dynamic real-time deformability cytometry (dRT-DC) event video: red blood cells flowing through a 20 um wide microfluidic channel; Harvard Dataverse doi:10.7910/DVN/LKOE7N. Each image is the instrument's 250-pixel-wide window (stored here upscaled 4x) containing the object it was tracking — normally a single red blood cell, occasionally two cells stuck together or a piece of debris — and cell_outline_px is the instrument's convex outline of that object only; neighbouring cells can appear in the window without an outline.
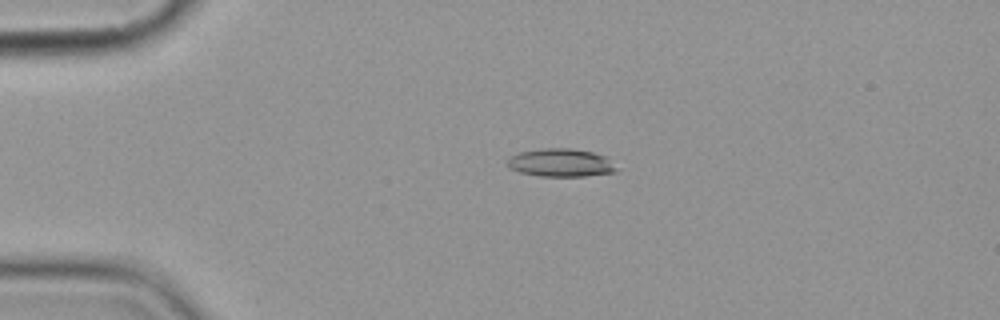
{"species": "common noctule bat (a hibernating species)", "species_latin": "Nyctalus noctula", "temperature_condition": "cold", "stored_images_in_passage": 5, "camera_frame_rate_fps": 3000, "um_per_image_px": 0.085, "animal": {"sex": "female", "body_mass_g": 19.9}, "frame": {"image": 1, "passage_image": 4, "time_ms": 3.333, "image_size_px": [1000, 320], "cell_outline_px": [[620, 168], [616, 172], [584, 176], [540, 176], [520, 172], [508, 168], [508, 156], [520, 152], [540, 148], [568, 148], [592, 152], [608, 156]], "centroid_in_image_um": [47.71, 13.83], "position_along_channel_um": 37.3, "area_um2": 18.15}}